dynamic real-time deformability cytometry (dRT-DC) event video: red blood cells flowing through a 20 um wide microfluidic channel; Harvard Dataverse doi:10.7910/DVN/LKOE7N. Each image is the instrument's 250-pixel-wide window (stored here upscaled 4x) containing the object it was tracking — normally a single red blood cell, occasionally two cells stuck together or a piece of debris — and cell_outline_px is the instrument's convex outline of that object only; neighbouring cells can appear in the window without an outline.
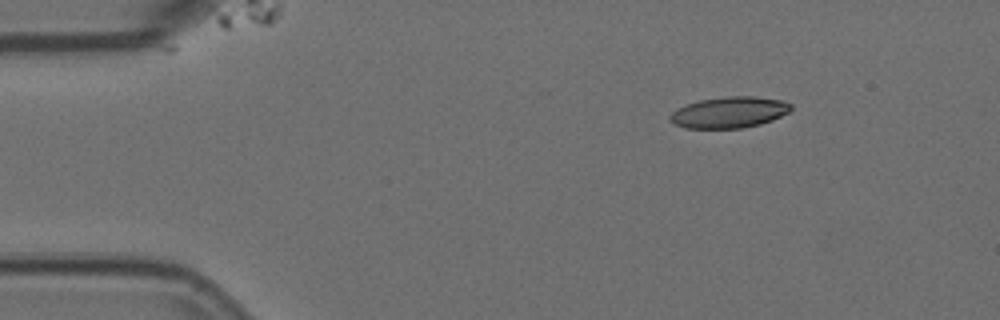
{"species": "Egyptian fruit bat (a non-hibernating species)", "species_latin": "Rousettus aegyptiacus", "temperature_condition": "room temperature", "stored_images_in_passage": 4, "camera_frame_rate_fps": 3000, "um_per_image_px": 0.085, "animal": {"sex": "female"}, "frame": {"image": 1, "passage_image": 1, "time_ms": 0.0, "image_size_px": [1000, 320], "cell_outline_px": [[792, 108], [788, 112], [772, 120], [760, 124], [740, 128], [684, 128], [672, 124], [668, 120], [668, 116], [676, 108], [700, 100], [728, 96], [752, 96], [780, 100], [792, 104]], "centroid_in_image_um": [61.93, 9.56], "position_along_channel_um": 23.1, "area_um2": 21.96}}
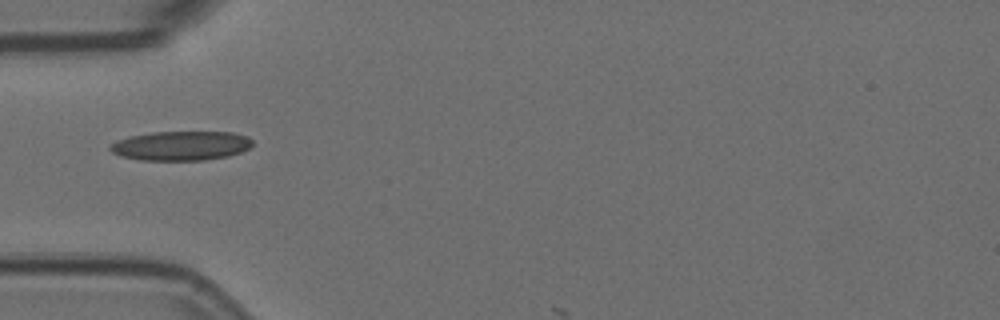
{"frame": {"image": 2, "passage_image": 4, "time_ms": 1.0, "image_size_px": [1000, 320], "cell_outline_px": [[252, 144], [248, 148], [240, 152], [228, 156], [204, 160], [140, 160], [120, 156], [112, 152], [108, 148], [116, 140], [128, 136], [152, 132], [232, 132], [248, 136], [252, 140]], "centroid_in_image_um": [15.36, 12.38], "position_along_channel_um": 69.6, "area_um2": 24.39}}